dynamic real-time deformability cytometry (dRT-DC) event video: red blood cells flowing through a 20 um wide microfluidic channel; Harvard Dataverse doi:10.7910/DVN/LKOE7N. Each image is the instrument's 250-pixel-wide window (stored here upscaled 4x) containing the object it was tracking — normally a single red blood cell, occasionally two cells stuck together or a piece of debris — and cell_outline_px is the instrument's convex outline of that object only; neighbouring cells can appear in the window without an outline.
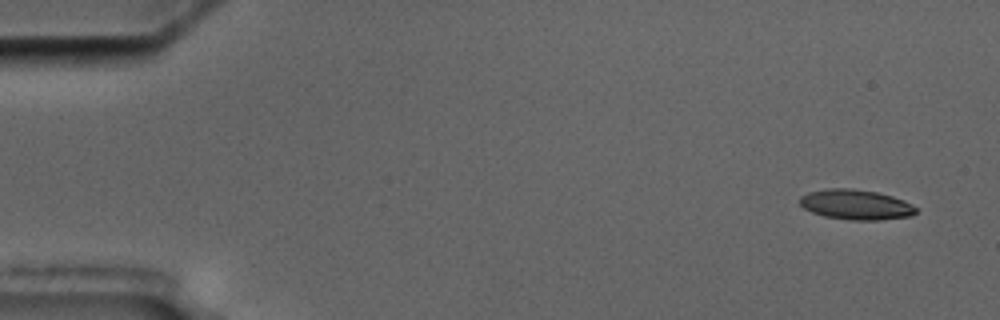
{"species": "common noctule bat (a hibernating species)", "species_latin": "Nyctalus noctula", "temperature_condition": "cold", "stored_images_in_passage": 4, "camera_frame_rate_fps": 3000, "um_per_image_px": 0.085, "animal": {"sex": "male", "body_mass_g": 17.5, "forearm_length_mm": 52.3}, "frame": {"image": 1, "passage_image": 1, "time_ms": 0.0, "image_size_px": [1000, 320], "cell_outline_px": [[916, 212], [912, 216], [880, 220], [852, 220], [824, 216], [812, 212], [804, 208], [800, 204], [800, 196], [808, 192], [824, 188], [852, 188], [876, 192], [892, 196], [904, 200], [912, 204], [916, 208]], "centroid_in_image_um": [72.74, 17.38], "position_along_channel_um": 12.3, "area_um2": 20.46}}